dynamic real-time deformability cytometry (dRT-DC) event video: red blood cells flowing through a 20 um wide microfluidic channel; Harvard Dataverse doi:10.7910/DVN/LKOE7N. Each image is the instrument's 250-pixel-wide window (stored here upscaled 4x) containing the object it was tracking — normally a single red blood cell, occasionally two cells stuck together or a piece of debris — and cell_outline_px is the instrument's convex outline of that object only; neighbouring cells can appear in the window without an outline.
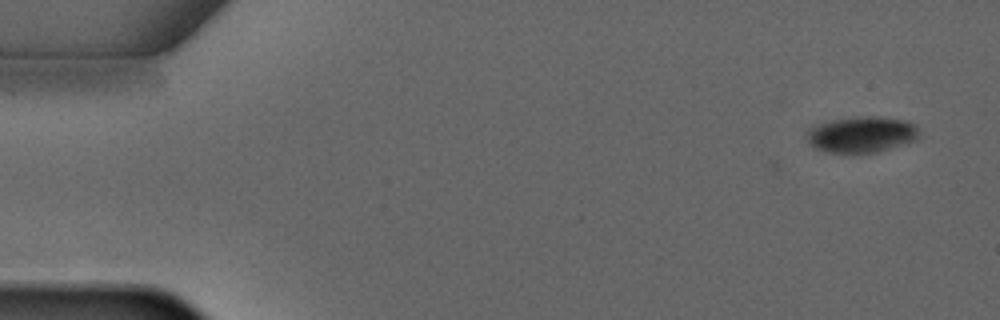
{"species": "common noctule bat (a hibernating species)", "species_latin": "Nyctalus noctula", "temperature_condition": "warm", "stored_images_in_passage": 3, "camera_frame_rate_fps": 3000, "um_per_image_px": 0.085, "animal": {"sex": "male", "forearm_length_mm": 52.5}, "frame": {"image": 1, "passage_image": 1, "time_ms": 0.0, "image_size_px": [1000, 320], "cell_outline_px": [[920, 136], [916, 140], [876, 152], [824, 152], [816, 148], [808, 140], [808, 128], [832, 120], [856, 116], [884, 116], [908, 120], [916, 124], [920, 128]], "centroid_in_image_um": [73.32, 11.4], "position_along_channel_um": 11.7, "area_um2": 23.7}}